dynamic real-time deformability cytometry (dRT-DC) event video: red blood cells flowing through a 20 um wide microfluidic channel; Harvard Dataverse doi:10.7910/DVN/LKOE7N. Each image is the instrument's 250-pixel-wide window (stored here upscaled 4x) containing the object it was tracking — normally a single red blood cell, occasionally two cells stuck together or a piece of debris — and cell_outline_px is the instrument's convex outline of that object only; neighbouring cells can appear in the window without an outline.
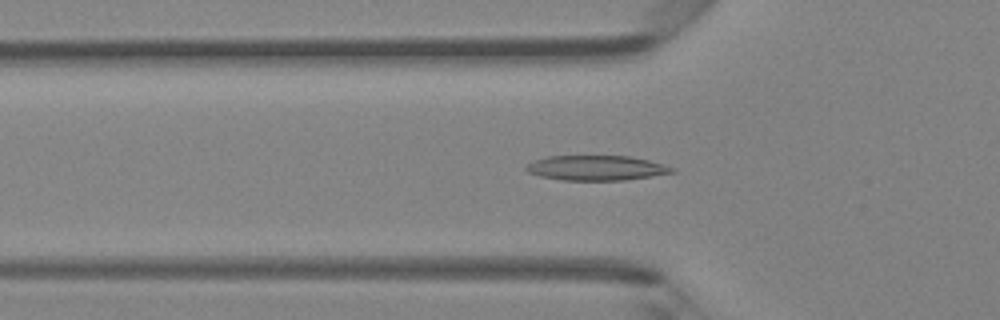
{"species": "Egyptian fruit bat (a non-hibernating species)", "species_latin": "Rousettus aegyptiacus", "temperature_condition": "room temperature", "stored_images_in_passage": 33, "camera_frame_rate_fps": 3000, "um_per_image_px": 0.085, "animal": {"sex": "female"}, "frame": {"image": 1, "passage_image": 2, "time_ms": 0.333, "image_size_px": [1000, 320], "cell_outline_px": [[676, 172], [652, 176], [624, 180], [564, 180], [540, 176], [528, 172], [524, 168], [532, 160], [548, 156], [628, 156], [648, 160], [664, 164], [676, 168]], "centroid_in_image_um": [50.7, 14.27], "position_along_channel_um": 75.1, "area_um2": 21.21}}
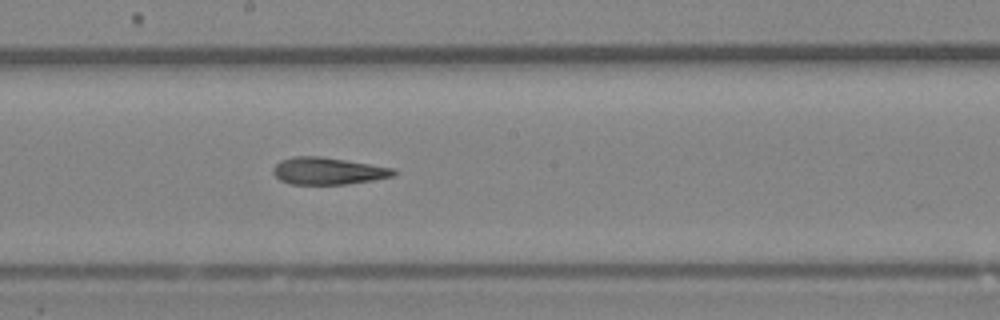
{"frame": {"image": 2, "passage_image": 12, "time_ms": 3.667, "image_size_px": [1000, 320], "cell_outline_px": [[396, 176], [372, 180], [344, 184], [288, 184], [280, 180], [272, 172], [272, 168], [280, 160], [292, 156], [320, 156], [396, 168]], "centroid_in_image_um": [27.87, 14.53], "position_along_channel_um": 220.3, "area_um2": 19.13}}
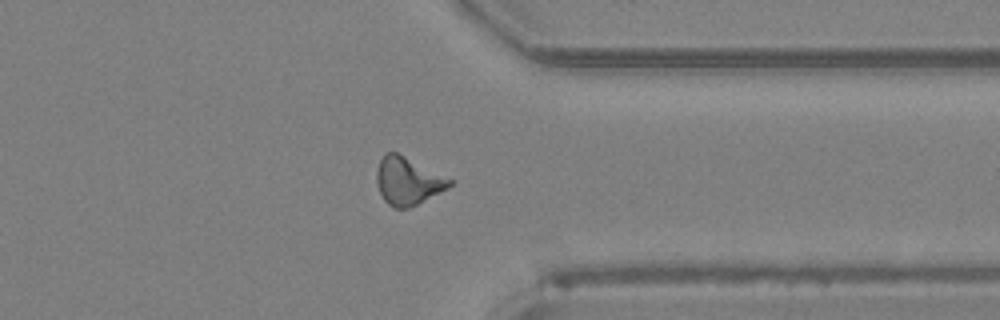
{"frame": {"image": 3, "passage_image": 23, "time_ms": 7.333, "image_size_px": [1000, 320], "cell_outline_px": [[456, 180], [448, 188], [408, 208], [392, 208], [384, 200], [380, 192], [376, 180], [376, 172], [380, 160], [384, 152], [396, 152]], "centroid_in_image_um": [34.68, 15.37], "position_along_channel_um": 376.7, "area_um2": 20.29}, "authors_computed_cell_mechanics": {"area_um2": 19.4208, "velocity_mm_per_s": 4.3572, "shape_relaxation_time_tau1_ms": 7.6609, "shape_relaxation_time_tau2_ms": 3.9565, "deformation_change_tau1": 0.227, "deformation_change_tau2": 0.1693}}